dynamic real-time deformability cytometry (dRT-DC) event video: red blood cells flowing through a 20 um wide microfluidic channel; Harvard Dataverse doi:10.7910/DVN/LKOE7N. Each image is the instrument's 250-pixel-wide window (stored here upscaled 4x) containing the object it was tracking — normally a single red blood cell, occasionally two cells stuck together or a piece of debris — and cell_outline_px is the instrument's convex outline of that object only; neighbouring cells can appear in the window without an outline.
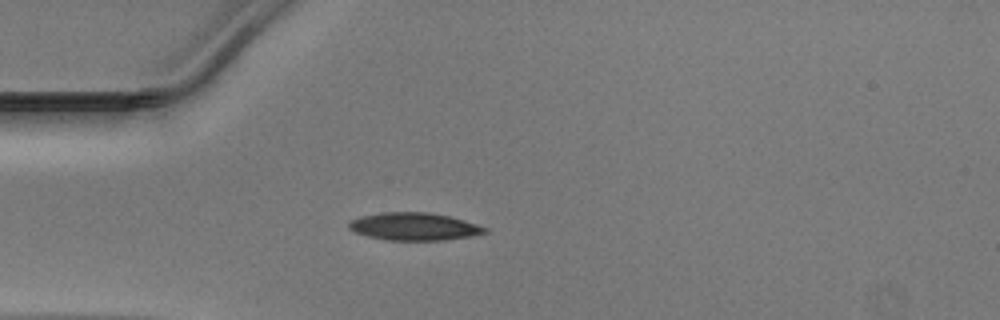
{"species": "Egyptian fruit bat (a non-hibernating species)", "species_latin": "Rousettus aegyptiacus", "temperature_condition": "warm", "stored_images_in_passage": 37, "camera_frame_rate_fps": 3000, "um_per_image_px": 0.085, "animal": {"sex": "male"}, "frame": {"image": 1, "passage_image": 1, "time_ms": 0.0, "image_size_px": [1000, 320], "cell_outline_px": [[488, 232], [472, 236], [444, 240], [388, 240], [368, 236], [356, 232], [348, 228], [348, 220], [360, 216], [380, 212], [432, 212], [464, 220], [488, 228]], "centroid_in_image_um": [35.19, 19.24], "position_along_channel_um": 49.8, "area_um2": 22.02}}
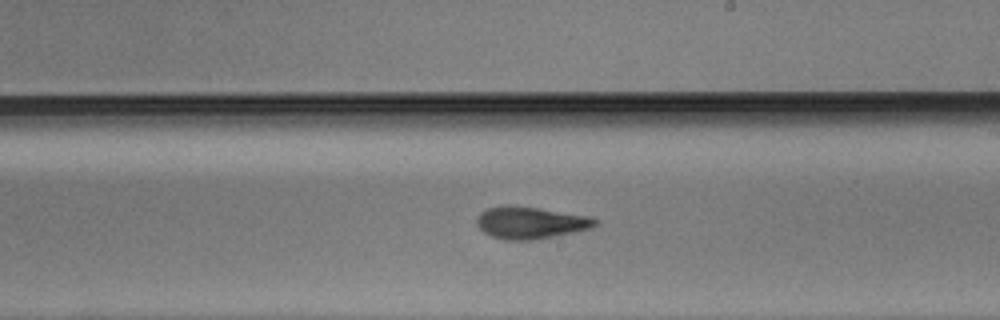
{"frame": {"image": 2, "passage_image": 16, "time_ms": 5.0, "image_size_px": [1000, 320], "cell_outline_px": [[600, 224], [592, 228], [532, 240], [504, 240], [492, 236], [484, 232], [480, 228], [476, 220], [476, 216], [480, 212], [488, 208], [504, 204], [512, 204], [540, 208], [592, 216], [600, 220]], "centroid_in_image_um": [45.12, 18.9], "position_along_channel_um": 243.9, "area_um2": 22.48}}
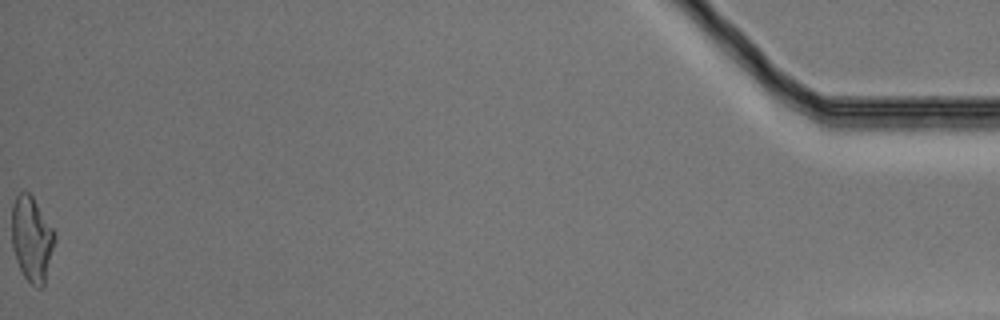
{"frame": {"image": 3, "passage_image": 37, "time_ms": 12.0, "image_size_px": [1000, 320], "cell_outline_px": [[56, 240], [44, 284], [40, 288], [36, 288], [24, 276], [16, 260], [12, 248], [12, 204], [16, 196], [20, 192], [28, 192], [32, 196], [56, 232]], "centroid_in_image_um": [2.71, 20.31], "position_along_channel_um": 432.5, "area_um2": 21.39}}